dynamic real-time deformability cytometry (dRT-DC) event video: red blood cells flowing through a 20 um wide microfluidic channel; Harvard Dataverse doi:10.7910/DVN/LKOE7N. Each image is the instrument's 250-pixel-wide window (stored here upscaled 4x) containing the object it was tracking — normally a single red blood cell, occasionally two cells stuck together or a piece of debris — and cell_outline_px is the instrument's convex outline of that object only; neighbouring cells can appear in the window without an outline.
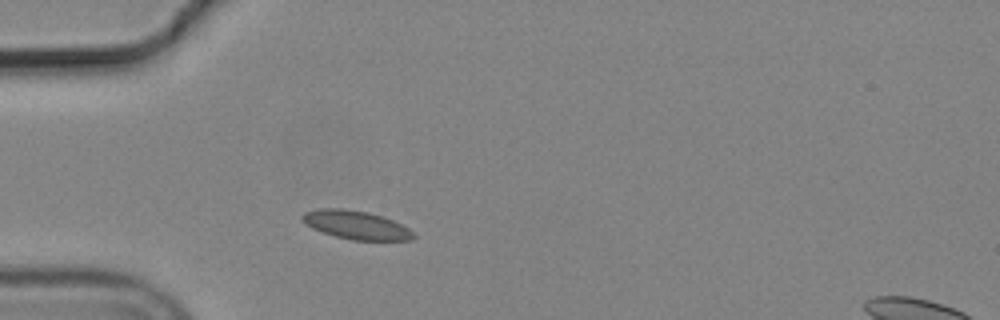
{"species": "common noctule bat (a hibernating species)", "species_latin": "Nyctalus noctula", "temperature_condition": "cold", "stored_images_in_passage": 37, "camera_frame_rate_fps": 3000, "um_per_image_px": 0.085, "animal": {"sex": "male", "body_mass_g": 19.2, "forearm_length_mm": 51.8}, "frame": {"image": 1, "passage_image": 1, "time_ms": 0.0, "image_size_px": [1000, 320], "cell_outline_px": [[416, 236], [412, 240], [352, 240], [336, 236], [312, 228], [304, 224], [300, 220], [300, 216], [304, 212], [320, 208], [340, 208], [368, 212], [392, 220], [408, 228]], "centroid_in_image_um": [30.22, 19.12], "position_along_channel_um": 54.8, "area_um2": 18.38}}
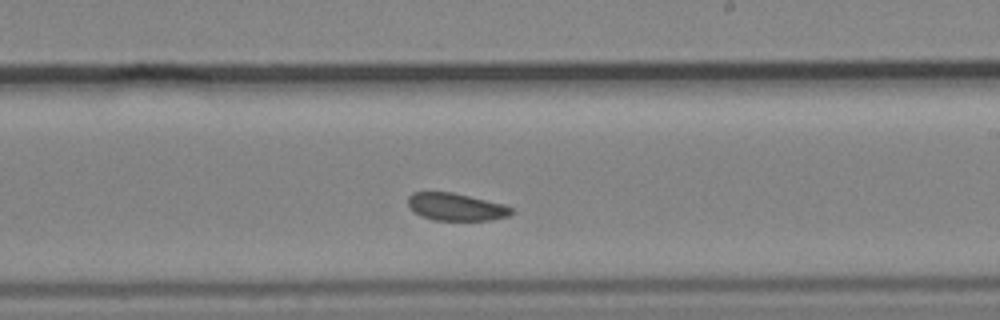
{"frame": {"image": 2, "passage_image": 18, "time_ms": 5.667, "image_size_px": [1000, 320], "cell_outline_px": [[516, 212], [508, 216], [488, 220], [432, 220], [420, 216], [408, 204], [408, 196], [412, 192], [452, 192], [504, 204], [512, 208]], "centroid_in_image_um": [38.77, 17.58], "position_along_channel_um": 250.2, "area_um2": 16.53}}
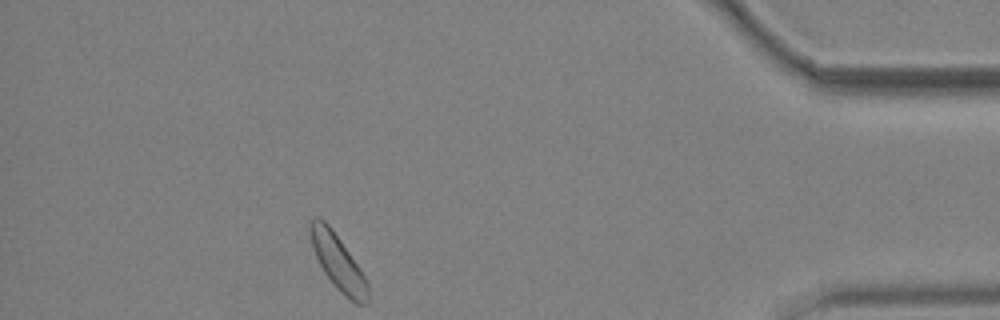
{"frame": {"image": 3, "passage_image": 35, "time_ms": 11.333, "image_size_px": [1000, 320], "cell_outline_px": [[368, 304], [356, 304], [344, 296], [332, 284], [324, 272], [316, 256], [312, 244], [312, 220], [316, 216], [324, 220], [328, 224], [360, 268], [368, 284]], "centroid_in_image_um": [28.78, 22.38], "position_along_channel_um": 406.4, "area_um2": 17.92}, "authors_computed_cell_mechanics": {"area_um2": 17.6868, "velocity_mm_per_s": 3.624, "shape_relaxation_time_tau1_ms": null, "shape_relaxation_time_tau2_ms": 3.4524, "deformation_change_tau1": null, "deformation_change_tau2": 0.0596}}